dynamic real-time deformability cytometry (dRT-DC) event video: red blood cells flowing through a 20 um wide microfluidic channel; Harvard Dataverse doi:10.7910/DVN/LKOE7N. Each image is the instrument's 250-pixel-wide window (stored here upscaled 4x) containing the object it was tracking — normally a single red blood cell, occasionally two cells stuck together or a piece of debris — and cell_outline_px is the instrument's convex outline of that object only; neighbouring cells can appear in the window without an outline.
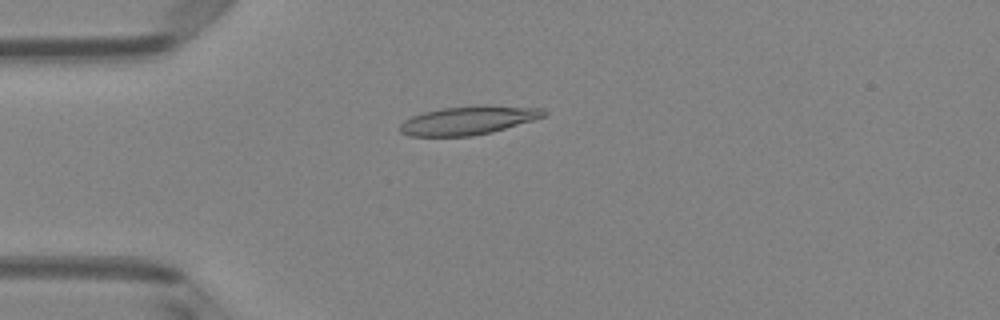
{"species": "Egyptian fruit bat (a non-hibernating species)", "species_latin": "Rousettus aegyptiacus", "temperature_condition": "room temperature", "stored_images_in_passage": 5, "camera_frame_rate_fps": 3000, "um_per_image_px": 0.085, "animal": {"sex": "female"}, "frame": {"image": 1, "passage_image": 3, "time_ms": 0.667, "image_size_px": [1000, 320], "cell_outline_px": [[548, 112], [544, 116], [532, 120], [492, 132], [472, 136], [408, 136], [400, 132], [400, 124], [404, 120], [412, 116], [424, 112], [444, 108], [480, 104], [488, 104], [544, 108]], "centroid_in_image_um": [39.83, 10.21], "position_along_channel_um": 45.2, "area_um2": 24.16}}
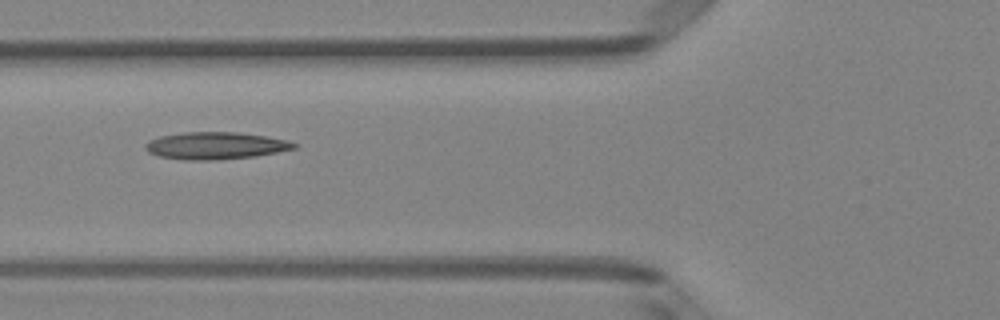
{"frame": {"image": 2, "passage_image": 5, "time_ms": 1.333, "image_size_px": [1000, 320], "cell_outline_px": [[296, 148], [256, 156], [216, 160], [184, 160], [160, 156], [148, 152], [144, 148], [144, 144], [148, 140], [160, 136], [184, 132], [236, 132], [264, 136], [284, 140], [296, 144]], "centroid_in_image_um": [18.25, 12.38], "position_along_channel_um": 107.6, "area_um2": 23.41}}